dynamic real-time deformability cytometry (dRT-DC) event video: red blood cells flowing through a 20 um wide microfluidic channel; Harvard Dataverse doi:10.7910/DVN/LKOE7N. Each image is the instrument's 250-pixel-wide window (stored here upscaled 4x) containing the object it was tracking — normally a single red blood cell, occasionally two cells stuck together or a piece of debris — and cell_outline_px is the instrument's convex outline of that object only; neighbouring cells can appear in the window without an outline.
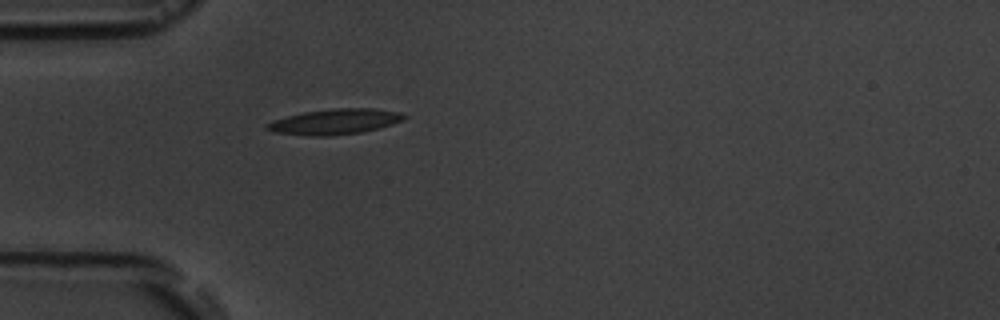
{"species": "common noctule bat (a hibernating species)", "species_latin": "Nyctalus noctula", "temperature_condition": "room temperature", "stored_images_in_passage": 1, "camera_frame_rate_fps": 3000, "um_per_image_px": 0.085, "animal": {"sex": "male", "body_mass_g": 19.5, "forearm_length_mm": 54.6}, "frame": {"image": 1, "passage_image": 1, "time_ms": 0.0, "image_size_px": [1000, 320], "cell_outline_px": [[408, 116], [404, 120], [392, 124], [360, 132], [332, 136], [312, 136], [276, 132], [264, 128], [264, 124], [288, 116], [304, 112], [332, 108], [376, 108], [400, 112]], "centroid_in_image_um": [28.5, 10.33], "position_along_channel_um": 56.5, "area_um2": 20.23}}